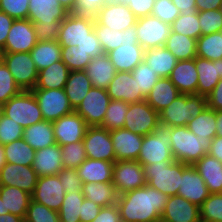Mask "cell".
Wrapping results in <instances>:
<instances>
[{"label":"cell","mask_w":222,"mask_h":222,"mask_svg":"<svg viewBox=\"0 0 222 222\" xmlns=\"http://www.w3.org/2000/svg\"><path fill=\"white\" fill-rule=\"evenodd\" d=\"M168 199V195L147 184L123 193L117 201L121 221L154 222L161 218Z\"/></svg>","instance_id":"cell-1"},{"label":"cell","mask_w":222,"mask_h":222,"mask_svg":"<svg viewBox=\"0 0 222 222\" xmlns=\"http://www.w3.org/2000/svg\"><path fill=\"white\" fill-rule=\"evenodd\" d=\"M170 132L174 161L193 165L209 152L211 140L198 138L187 126L170 127Z\"/></svg>","instance_id":"cell-2"},{"label":"cell","mask_w":222,"mask_h":222,"mask_svg":"<svg viewBox=\"0 0 222 222\" xmlns=\"http://www.w3.org/2000/svg\"><path fill=\"white\" fill-rule=\"evenodd\" d=\"M207 107V98L199 94H179L175 100L159 112V122L169 127L187 126Z\"/></svg>","instance_id":"cell-3"},{"label":"cell","mask_w":222,"mask_h":222,"mask_svg":"<svg viewBox=\"0 0 222 222\" xmlns=\"http://www.w3.org/2000/svg\"><path fill=\"white\" fill-rule=\"evenodd\" d=\"M147 185L168 196L177 195L182 177V162L161 161L143 166Z\"/></svg>","instance_id":"cell-4"},{"label":"cell","mask_w":222,"mask_h":222,"mask_svg":"<svg viewBox=\"0 0 222 222\" xmlns=\"http://www.w3.org/2000/svg\"><path fill=\"white\" fill-rule=\"evenodd\" d=\"M137 161L142 166L161 161H174L169 126L159 124L153 133L144 136Z\"/></svg>","instance_id":"cell-5"},{"label":"cell","mask_w":222,"mask_h":222,"mask_svg":"<svg viewBox=\"0 0 222 222\" xmlns=\"http://www.w3.org/2000/svg\"><path fill=\"white\" fill-rule=\"evenodd\" d=\"M2 113L23 128L43 121L39 104L31 90H22L2 105Z\"/></svg>","instance_id":"cell-6"},{"label":"cell","mask_w":222,"mask_h":222,"mask_svg":"<svg viewBox=\"0 0 222 222\" xmlns=\"http://www.w3.org/2000/svg\"><path fill=\"white\" fill-rule=\"evenodd\" d=\"M1 60L8 67L21 90H32L38 79V70L30 52L1 53Z\"/></svg>","instance_id":"cell-7"},{"label":"cell","mask_w":222,"mask_h":222,"mask_svg":"<svg viewBox=\"0 0 222 222\" xmlns=\"http://www.w3.org/2000/svg\"><path fill=\"white\" fill-rule=\"evenodd\" d=\"M43 119L54 122L74 112L64 89H32Z\"/></svg>","instance_id":"cell-8"},{"label":"cell","mask_w":222,"mask_h":222,"mask_svg":"<svg viewBox=\"0 0 222 222\" xmlns=\"http://www.w3.org/2000/svg\"><path fill=\"white\" fill-rule=\"evenodd\" d=\"M159 113L146 100L129 103L123 128L142 136L153 133L158 127Z\"/></svg>","instance_id":"cell-9"},{"label":"cell","mask_w":222,"mask_h":222,"mask_svg":"<svg viewBox=\"0 0 222 222\" xmlns=\"http://www.w3.org/2000/svg\"><path fill=\"white\" fill-rule=\"evenodd\" d=\"M170 32L171 25L155 16L137 18V40L144 50L164 46Z\"/></svg>","instance_id":"cell-10"},{"label":"cell","mask_w":222,"mask_h":222,"mask_svg":"<svg viewBox=\"0 0 222 222\" xmlns=\"http://www.w3.org/2000/svg\"><path fill=\"white\" fill-rule=\"evenodd\" d=\"M95 18L69 12L61 22L58 43L61 47L77 46L94 30Z\"/></svg>","instance_id":"cell-11"},{"label":"cell","mask_w":222,"mask_h":222,"mask_svg":"<svg viewBox=\"0 0 222 222\" xmlns=\"http://www.w3.org/2000/svg\"><path fill=\"white\" fill-rule=\"evenodd\" d=\"M110 101L107 89L92 86L74 111L85 120L88 127L102 126Z\"/></svg>","instance_id":"cell-12"},{"label":"cell","mask_w":222,"mask_h":222,"mask_svg":"<svg viewBox=\"0 0 222 222\" xmlns=\"http://www.w3.org/2000/svg\"><path fill=\"white\" fill-rule=\"evenodd\" d=\"M112 184L119 195L144 187L147 182L143 166L138 161L119 160L114 162Z\"/></svg>","instance_id":"cell-13"},{"label":"cell","mask_w":222,"mask_h":222,"mask_svg":"<svg viewBox=\"0 0 222 222\" xmlns=\"http://www.w3.org/2000/svg\"><path fill=\"white\" fill-rule=\"evenodd\" d=\"M82 142L87 158L113 163L116 161L109 130L101 126L87 127Z\"/></svg>","instance_id":"cell-14"},{"label":"cell","mask_w":222,"mask_h":222,"mask_svg":"<svg viewBox=\"0 0 222 222\" xmlns=\"http://www.w3.org/2000/svg\"><path fill=\"white\" fill-rule=\"evenodd\" d=\"M37 42L34 25L29 19L14 20L1 53L30 52Z\"/></svg>","instance_id":"cell-15"},{"label":"cell","mask_w":222,"mask_h":222,"mask_svg":"<svg viewBox=\"0 0 222 222\" xmlns=\"http://www.w3.org/2000/svg\"><path fill=\"white\" fill-rule=\"evenodd\" d=\"M95 20L110 29L124 31L136 25L137 17L125 2L109 1L99 10Z\"/></svg>","instance_id":"cell-16"},{"label":"cell","mask_w":222,"mask_h":222,"mask_svg":"<svg viewBox=\"0 0 222 222\" xmlns=\"http://www.w3.org/2000/svg\"><path fill=\"white\" fill-rule=\"evenodd\" d=\"M65 195L66 191L61 185L59 176L50 175L38 178L31 198L49 209L59 211Z\"/></svg>","instance_id":"cell-17"},{"label":"cell","mask_w":222,"mask_h":222,"mask_svg":"<svg viewBox=\"0 0 222 222\" xmlns=\"http://www.w3.org/2000/svg\"><path fill=\"white\" fill-rule=\"evenodd\" d=\"M177 195L199 207L210 195L206 183L193 165L182 163V177Z\"/></svg>","instance_id":"cell-18"},{"label":"cell","mask_w":222,"mask_h":222,"mask_svg":"<svg viewBox=\"0 0 222 222\" xmlns=\"http://www.w3.org/2000/svg\"><path fill=\"white\" fill-rule=\"evenodd\" d=\"M53 133L59 146L83 141L87 129L85 120L75 111L52 122Z\"/></svg>","instance_id":"cell-19"},{"label":"cell","mask_w":222,"mask_h":222,"mask_svg":"<svg viewBox=\"0 0 222 222\" xmlns=\"http://www.w3.org/2000/svg\"><path fill=\"white\" fill-rule=\"evenodd\" d=\"M39 176L32 166L5 163L0 169V186H15L32 194Z\"/></svg>","instance_id":"cell-20"},{"label":"cell","mask_w":222,"mask_h":222,"mask_svg":"<svg viewBox=\"0 0 222 222\" xmlns=\"http://www.w3.org/2000/svg\"><path fill=\"white\" fill-rule=\"evenodd\" d=\"M116 161H137L144 136L135 134L125 128L110 131Z\"/></svg>","instance_id":"cell-21"},{"label":"cell","mask_w":222,"mask_h":222,"mask_svg":"<svg viewBox=\"0 0 222 222\" xmlns=\"http://www.w3.org/2000/svg\"><path fill=\"white\" fill-rule=\"evenodd\" d=\"M111 100L135 103L146 100L131 72H117L107 88Z\"/></svg>","instance_id":"cell-22"},{"label":"cell","mask_w":222,"mask_h":222,"mask_svg":"<svg viewBox=\"0 0 222 222\" xmlns=\"http://www.w3.org/2000/svg\"><path fill=\"white\" fill-rule=\"evenodd\" d=\"M161 218L167 222H201L200 207L182 196H169Z\"/></svg>","instance_id":"cell-23"},{"label":"cell","mask_w":222,"mask_h":222,"mask_svg":"<svg viewBox=\"0 0 222 222\" xmlns=\"http://www.w3.org/2000/svg\"><path fill=\"white\" fill-rule=\"evenodd\" d=\"M195 66L198 72L197 94L206 97L222 78V59L211 61L196 56Z\"/></svg>","instance_id":"cell-24"},{"label":"cell","mask_w":222,"mask_h":222,"mask_svg":"<svg viewBox=\"0 0 222 222\" xmlns=\"http://www.w3.org/2000/svg\"><path fill=\"white\" fill-rule=\"evenodd\" d=\"M68 13L58 0H29L28 19L31 22L52 24L63 21Z\"/></svg>","instance_id":"cell-25"},{"label":"cell","mask_w":222,"mask_h":222,"mask_svg":"<svg viewBox=\"0 0 222 222\" xmlns=\"http://www.w3.org/2000/svg\"><path fill=\"white\" fill-rule=\"evenodd\" d=\"M168 78L180 94H197L198 72L195 66V58L177 61Z\"/></svg>","instance_id":"cell-26"},{"label":"cell","mask_w":222,"mask_h":222,"mask_svg":"<svg viewBox=\"0 0 222 222\" xmlns=\"http://www.w3.org/2000/svg\"><path fill=\"white\" fill-rule=\"evenodd\" d=\"M145 50L140 44L122 43L107 53L117 72H132L144 59Z\"/></svg>","instance_id":"cell-27"},{"label":"cell","mask_w":222,"mask_h":222,"mask_svg":"<svg viewBox=\"0 0 222 222\" xmlns=\"http://www.w3.org/2000/svg\"><path fill=\"white\" fill-rule=\"evenodd\" d=\"M94 31L101 43L104 53L119 47L122 43L139 44L137 40L136 25L128 27L124 31L110 29L104 25H100L96 20Z\"/></svg>","instance_id":"cell-28"},{"label":"cell","mask_w":222,"mask_h":222,"mask_svg":"<svg viewBox=\"0 0 222 222\" xmlns=\"http://www.w3.org/2000/svg\"><path fill=\"white\" fill-rule=\"evenodd\" d=\"M62 152L56 143L35 152L32 169L39 177L57 175L63 168Z\"/></svg>","instance_id":"cell-29"},{"label":"cell","mask_w":222,"mask_h":222,"mask_svg":"<svg viewBox=\"0 0 222 222\" xmlns=\"http://www.w3.org/2000/svg\"><path fill=\"white\" fill-rule=\"evenodd\" d=\"M193 166L203 178L210 194L222 193V163L208 153Z\"/></svg>","instance_id":"cell-30"},{"label":"cell","mask_w":222,"mask_h":222,"mask_svg":"<svg viewBox=\"0 0 222 222\" xmlns=\"http://www.w3.org/2000/svg\"><path fill=\"white\" fill-rule=\"evenodd\" d=\"M113 162L87 158L77 169L82 183L112 182Z\"/></svg>","instance_id":"cell-31"},{"label":"cell","mask_w":222,"mask_h":222,"mask_svg":"<svg viewBox=\"0 0 222 222\" xmlns=\"http://www.w3.org/2000/svg\"><path fill=\"white\" fill-rule=\"evenodd\" d=\"M91 80L93 87L107 89L109 83L117 73L109 56L104 53L101 56L92 58L84 70Z\"/></svg>","instance_id":"cell-32"},{"label":"cell","mask_w":222,"mask_h":222,"mask_svg":"<svg viewBox=\"0 0 222 222\" xmlns=\"http://www.w3.org/2000/svg\"><path fill=\"white\" fill-rule=\"evenodd\" d=\"M143 61L160 78H168L176 66V57L164 46L145 50Z\"/></svg>","instance_id":"cell-33"},{"label":"cell","mask_w":222,"mask_h":222,"mask_svg":"<svg viewBox=\"0 0 222 222\" xmlns=\"http://www.w3.org/2000/svg\"><path fill=\"white\" fill-rule=\"evenodd\" d=\"M0 197L3 200L4 212L25 218L32 200L31 194L15 186H0Z\"/></svg>","instance_id":"cell-34"},{"label":"cell","mask_w":222,"mask_h":222,"mask_svg":"<svg viewBox=\"0 0 222 222\" xmlns=\"http://www.w3.org/2000/svg\"><path fill=\"white\" fill-rule=\"evenodd\" d=\"M22 139L35 151L56 144L52 122L43 120L24 128Z\"/></svg>","instance_id":"cell-35"},{"label":"cell","mask_w":222,"mask_h":222,"mask_svg":"<svg viewBox=\"0 0 222 222\" xmlns=\"http://www.w3.org/2000/svg\"><path fill=\"white\" fill-rule=\"evenodd\" d=\"M70 70L62 61L55 62L38 72L34 89H64Z\"/></svg>","instance_id":"cell-36"},{"label":"cell","mask_w":222,"mask_h":222,"mask_svg":"<svg viewBox=\"0 0 222 222\" xmlns=\"http://www.w3.org/2000/svg\"><path fill=\"white\" fill-rule=\"evenodd\" d=\"M180 94L169 78H160L153 86L146 102L158 113L170 105Z\"/></svg>","instance_id":"cell-37"},{"label":"cell","mask_w":222,"mask_h":222,"mask_svg":"<svg viewBox=\"0 0 222 222\" xmlns=\"http://www.w3.org/2000/svg\"><path fill=\"white\" fill-rule=\"evenodd\" d=\"M91 88V80L84 70L70 71L64 91L74 110L79 106Z\"/></svg>","instance_id":"cell-38"},{"label":"cell","mask_w":222,"mask_h":222,"mask_svg":"<svg viewBox=\"0 0 222 222\" xmlns=\"http://www.w3.org/2000/svg\"><path fill=\"white\" fill-rule=\"evenodd\" d=\"M82 193L88 200L101 207L117 204L119 193L112 182L83 183Z\"/></svg>","instance_id":"cell-39"},{"label":"cell","mask_w":222,"mask_h":222,"mask_svg":"<svg viewBox=\"0 0 222 222\" xmlns=\"http://www.w3.org/2000/svg\"><path fill=\"white\" fill-rule=\"evenodd\" d=\"M61 50L62 47L57 40L38 41L30 51L31 58L34 61L38 72L49 67L51 64L60 61Z\"/></svg>","instance_id":"cell-40"},{"label":"cell","mask_w":222,"mask_h":222,"mask_svg":"<svg viewBox=\"0 0 222 222\" xmlns=\"http://www.w3.org/2000/svg\"><path fill=\"white\" fill-rule=\"evenodd\" d=\"M196 44V39L171 31L164 47L180 61L193 59L197 56Z\"/></svg>","instance_id":"cell-41"},{"label":"cell","mask_w":222,"mask_h":222,"mask_svg":"<svg viewBox=\"0 0 222 222\" xmlns=\"http://www.w3.org/2000/svg\"><path fill=\"white\" fill-rule=\"evenodd\" d=\"M187 128L198 138L212 140L216 136V111L206 107L188 122Z\"/></svg>","instance_id":"cell-42"},{"label":"cell","mask_w":222,"mask_h":222,"mask_svg":"<svg viewBox=\"0 0 222 222\" xmlns=\"http://www.w3.org/2000/svg\"><path fill=\"white\" fill-rule=\"evenodd\" d=\"M3 148L6 163L32 166L36 151L23 139L6 144Z\"/></svg>","instance_id":"cell-43"},{"label":"cell","mask_w":222,"mask_h":222,"mask_svg":"<svg viewBox=\"0 0 222 222\" xmlns=\"http://www.w3.org/2000/svg\"><path fill=\"white\" fill-rule=\"evenodd\" d=\"M197 56L215 61L222 59V32L202 35L197 39Z\"/></svg>","instance_id":"cell-44"},{"label":"cell","mask_w":222,"mask_h":222,"mask_svg":"<svg viewBox=\"0 0 222 222\" xmlns=\"http://www.w3.org/2000/svg\"><path fill=\"white\" fill-rule=\"evenodd\" d=\"M82 191H68L58 211L60 222H80L81 205L84 201Z\"/></svg>","instance_id":"cell-45"},{"label":"cell","mask_w":222,"mask_h":222,"mask_svg":"<svg viewBox=\"0 0 222 222\" xmlns=\"http://www.w3.org/2000/svg\"><path fill=\"white\" fill-rule=\"evenodd\" d=\"M128 109L129 103L122 100H111L101 127L109 131L123 128Z\"/></svg>","instance_id":"cell-46"},{"label":"cell","mask_w":222,"mask_h":222,"mask_svg":"<svg viewBox=\"0 0 222 222\" xmlns=\"http://www.w3.org/2000/svg\"><path fill=\"white\" fill-rule=\"evenodd\" d=\"M199 25L198 11L188 16L180 14L171 24V31L197 40L201 36Z\"/></svg>","instance_id":"cell-47"},{"label":"cell","mask_w":222,"mask_h":222,"mask_svg":"<svg viewBox=\"0 0 222 222\" xmlns=\"http://www.w3.org/2000/svg\"><path fill=\"white\" fill-rule=\"evenodd\" d=\"M134 79L137 81L138 90H141L142 95L146 98L153 86L160 79L155 74L151 67H149L144 61L139 63L131 72Z\"/></svg>","instance_id":"cell-48"},{"label":"cell","mask_w":222,"mask_h":222,"mask_svg":"<svg viewBox=\"0 0 222 222\" xmlns=\"http://www.w3.org/2000/svg\"><path fill=\"white\" fill-rule=\"evenodd\" d=\"M60 148L64 168L77 169L87 159L82 141L62 145Z\"/></svg>","instance_id":"cell-49"},{"label":"cell","mask_w":222,"mask_h":222,"mask_svg":"<svg viewBox=\"0 0 222 222\" xmlns=\"http://www.w3.org/2000/svg\"><path fill=\"white\" fill-rule=\"evenodd\" d=\"M61 60L67 65L70 71L85 70L92 60V57L80 51L77 46L62 47Z\"/></svg>","instance_id":"cell-50"},{"label":"cell","mask_w":222,"mask_h":222,"mask_svg":"<svg viewBox=\"0 0 222 222\" xmlns=\"http://www.w3.org/2000/svg\"><path fill=\"white\" fill-rule=\"evenodd\" d=\"M201 222H222V193L210 194L200 206Z\"/></svg>","instance_id":"cell-51"},{"label":"cell","mask_w":222,"mask_h":222,"mask_svg":"<svg viewBox=\"0 0 222 222\" xmlns=\"http://www.w3.org/2000/svg\"><path fill=\"white\" fill-rule=\"evenodd\" d=\"M21 88L15 80L5 63L0 60V104H5L10 98L18 95Z\"/></svg>","instance_id":"cell-52"},{"label":"cell","mask_w":222,"mask_h":222,"mask_svg":"<svg viewBox=\"0 0 222 222\" xmlns=\"http://www.w3.org/2000/svg\"><path fill=\"white\" fill-rule=\"evenodd\" d=\"M201 36L222 30V9L198 12Z\"/></svg>","instance_id":"cell-53"},{"label":"cell","mask_w":222,"mask_h":222,"mask_svg":"<svg viewBox=\"0 0 222 222\" xmlns=\"http://www.w3.org/2000/svg\"><path fill=\"white\" fill-rule=\"evenodd\" d=\"M29 222H60L58 211L45 205L30 201L25 218Z\"/></svg>","instance_id":"cell-54"},{"label":"cell","mask_w":222,"mask_h":222,"mask_svg":"<svg viewBox=\"0 0 222 222\" xmlns=\"http://www.w3.org/2000/svg\"><path fill=\"white\" fill-rule=\"evenodd\" d=\"M24 128L3 113L0 117V144L6 145L22 139Z\"/></svg>","instance_id":"cell-55"},{"label":"cell","mask_w":222,"mask_h":222,"mask_svg":"<svg viewBox=\"0 0 222 222\" xmlns=\"http://www.w3.org/2000/svg\"><path fill=\"white\" fill-rule=\"evenodd\" d=\"M181 14L179 9L173 4L172 0H155L151 15L170 25Z\"/></svg>","instance_id":"cell-56"},{"label":"cell","mask_w":222,"mask_h":222,"mask_svg":"<svg viewBox=\"0 0 222 222\" xmlns=\"http://www.w3.org/2000/svg\"><path fill=\"white\" fill-rule=\"evenodd\" d=\"M0 10L14 20L28 19L29 0H1Z\"/></svg>","instance_id":"cell-57"},{"label":"cell","mask_w":222,"mask_h":222,"mask_svg":"<svg viewBox=\"0 0 222 222\" xmlns=\"http://www.w3.org/2000/svg\"><path fill=\"white\" fill-rule=\"evenodd\" d=\"M108 2L109 0H76L74 9L71 12L95 18L99 10Z\"/></svg>","instance_id":"cell-58"},{"label":"cell","mask_w":222,"mask_h":222,"mask_svg":"<svg viewBox=\"0 0 222 222\" xmlns=\"http://www.w3.org/2000/svg\"><path fill=\"white\" fill-rule=\"evenodd\" d=\"M65 191H82L83 183L76 169L63 168L58 174Z\"/></svg>","instance_id":"cell-59"},{"label":"cell","mask_w":222,"mask_h":222,"mask_svg":"<svg viewBox=\"0 0 222 222\" xmlns=\"http://www.w3.org/2000/svg\"><path fill=\"white\" fill-rule=\"evenodd\" d=\"M62 21H55L52 24L32 22L35 28L37 41L57 40Z\"/></svg>","instance_id":"cell-60"},{"label":"cell","mask_w":222,"mask_h":222,"mask_svg":"<svg viewBox=\"0 0 222 222\" xmlns=\"http://www.w3.org/2000/svg\"><path fill=\"white\" fill-rule=\"evenodd\" d=\"M77 48L80 51L89 54L92 58H96L104 54L101 43L99 42L94 30L89 34V37L77 45Z\"/></svg>","instance_id":"cell-61"},{"label":"cell","mask_w":222,"mask_h":222,"mask_svg":"<svg viewBox=\"0 0 222 222\" xmlns=\"http://www.w3.org/2000/svg\"><path fill=\"white\" fill-rule=\"evenodd\" d=\"M125 2L137 18L151 15L155 0H120Z\"/></svg>","instance_id":"cell-62"},{"label":"cell","mask_w":222,"mask_h":222,"mask_svg":"<svg viewBox=\"0 0 222 222\" xmlns=\"http://www.w3.org/2000/svg\"><path fill=\"white\" fill-rule=\"evenodd\" d=\"M101 206L91 200L84 198L81 205L80 222H92L101 210Z\"/></svg>","instance_id":"cell-63"},{"label":"cell","mask_w":222,"mask_h":222,"mask_svg":"<svg viewBox=\"0 0 222 222\" xmlns=\"http://www.w3.org/2000/svg\"><path fill=\"white\" fill-rule=\"evenodd\" d=\"M92 222H122L117 204L102 207Z\"/></svg>","instance_id":"cell-64"},{"label":"cell","mask_w":222,"mask_h":222,"mask_svg":"<svg viewBox=\"0 0 222 222\" xmlns=\"http://www.w3.org/2000/svg\"><path fill=\"white\" fill-rule=\"evenodd\" d=\"M206 98L208 108L215 111H222V78Z\"/></svg>","instance_id":"cell-65"},{"label":"cell","mask_w":222,"mask_h":222,"mask_svg":"<svg viewBox=\"0 0 222 222\" xmlns=\"http://www.w3.org/2000/svg\"><path fill=\"white\" fill-rule=\"evenodd\" d=\"M14 19L0 10V51L4 48Z\"/></svg>","instance_id":"cell-66"},{"label":"cell","mask_w":222,"mask_h":222,"mask_svg":"<svg viewBox=\"0 0 222 222\" xmlns=\"http://www.w3.org/2000/svg\"><path fill=\"white\" fill-rule=\"evenodd\" d=\"M182 15H192L197 11L196 0H172Z\"/></svg>","instance_id":"cell-67"},{"label":"cell","mask_w":222,"mask_h":222,"mask_svg":"<svg viewBox=\"0 0 222 222\" xmlns=\"http://www.w3.org/2000/svg\"><path fill=\"white\" fill-rule=\"evenodd\" d=\"M208 154L215 157L222 163V137L215 136L210 141V148Z\"/></svg>","instance_id":"cell-68"},{"label":"cell","mask_w":222,"mask_h":222,"mask_svg":"<svg viewBox=\"0 0 222 222\" xmlns=\"http://www.w3.org/2000/svg\"><path fill=\"white\" fill-rule=\"evenodd\" d=\"M197 11L217 10L222 8V0H196Z\"/></svg>","instance_id":"cell-69"},{"label":"cell","mask_w":222,"mask_h":222,"mask_svg":"<svg viewBox=\"0 0 222 222\" xmlns=\"http://www.w3.org/2000/svg\"><path fill=\"white\" fill-rule=\"evenodd\" d=\"M23 218L12 213H6L0 216V222H22Z\"/></svg>","instance_id":"cell-70"},{"label":"cell","mask_w":222,"mask_h":222,"mask_svg":"<svg viewBox=\"0 0 222 222\" xmlns=\"http://www.w3.org/2000/svg\"><path fill=\"white\" fill-rule=\"evenodd\" d=\"M216 136L222 137V111H216Z\"/></svg>","instance_id":"cell-71"},{"label":"cell","mask_w":222,"mask_h":222,"mask_svg":"<svg viewBox=\"0 0 222 222\" xmlns=\"http://www.w3.org/2000/svg\"><path fill=\"white\" fill-rule=\"evenodd\" d=\"M67 11L71 12L74 9L76 0H58Z\"/></svg>","instance_id":"cell-72"},{"label":"cell","mask_w":222,"mask_h":222,"mask_svg":"<svg viewBox=\"0 0 222 222\" xmlns=\"http://www.w3.org/2000/svg\"><path fill=\"white\" fill-rule=\"evenodd\" d=\"M5 154H4V148L3 145L0 144V169L5 165Z\"/></svg>","instance_id":"cell-73"},{"label":"cell","mask_w":222,"mask_h":222,"mask_svg":"<svg viewBox=\"0 0 222 222\" xmlns=\"http://www.w3.org/2000/svg\"><path fill=\"white\" fill-rule=\"evenodd\" d=\"M8 212H4V205H3V200H1L0 197V216H2L3 214H6Z\"/></svg>","instance_id":"cell-74"},{"label":"cell","mask_w":222,"mask_h":222,"mask_svg":"<svg viewBox=\"0 0 222 222\" xmlns=\"http://www.w3.org/2000/svg\"><path fill=\"white\" fill-rule=\"evenodd\" d=\"M154 222H167L165 220H163L162 218L158 219V220H155Z\"/></svg>","instance_id":"cell-75"},{"label":"cell","mask_w":222,"mask_h":222,"mask_svg":"<svg viewBox=\"0 0 222 222\" xmlns=\"http://www.w3.org/2000/svg\"><path fill=\"white\" fill-rule=\"evenodd\" d=\"M1 114H2V105L0 104V117H1Z\"/></svg>","instance_id":"cell-76"}]
</instances>
